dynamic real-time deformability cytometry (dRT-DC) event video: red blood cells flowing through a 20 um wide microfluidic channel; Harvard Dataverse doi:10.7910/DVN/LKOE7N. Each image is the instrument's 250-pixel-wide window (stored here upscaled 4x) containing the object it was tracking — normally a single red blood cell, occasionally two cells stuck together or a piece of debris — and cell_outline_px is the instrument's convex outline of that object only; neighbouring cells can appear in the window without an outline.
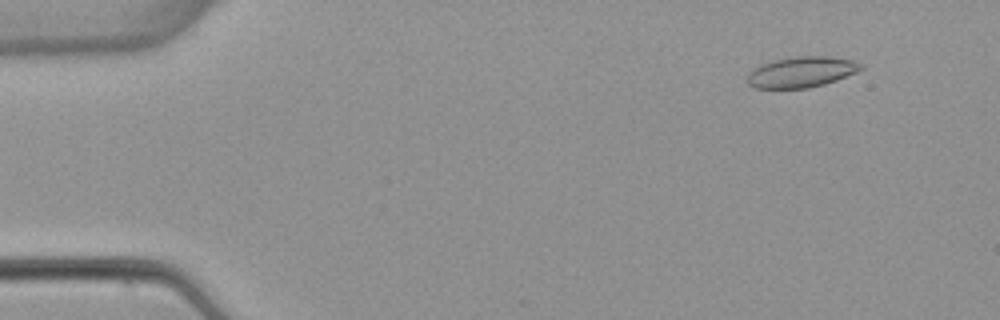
{"species": "common noctule bat (a hibernating species)", "species_latin": "Nyctalus noctula", "temperature_condition": "warm", "stored_images_in_passage": 6, "camera_frame_rate_fps": 3000, "um_per_image_px": 0.085, "animal": {"sex": "female", "body_mass_g": 22.7, "forearm_length_mm": 54.2}, "frame": {"image": 1, "passage_image": 2, "time_ms": 1.333, "image_size_px": [1000, 320], "cell_outline_px": [[864, 68], [856, 72], [836, 80], [824, 84], [808, 88], [756, 88], [748, 84], [744, 80], [748, 72], [764, 64], [776, 60], [796, 56], [828, 56], [852, 60], [864, 64]], "centroid_in_image_um": [68.13, 6.13], "position_along_channel_um": 16.9, "area_um2": 20.29}}